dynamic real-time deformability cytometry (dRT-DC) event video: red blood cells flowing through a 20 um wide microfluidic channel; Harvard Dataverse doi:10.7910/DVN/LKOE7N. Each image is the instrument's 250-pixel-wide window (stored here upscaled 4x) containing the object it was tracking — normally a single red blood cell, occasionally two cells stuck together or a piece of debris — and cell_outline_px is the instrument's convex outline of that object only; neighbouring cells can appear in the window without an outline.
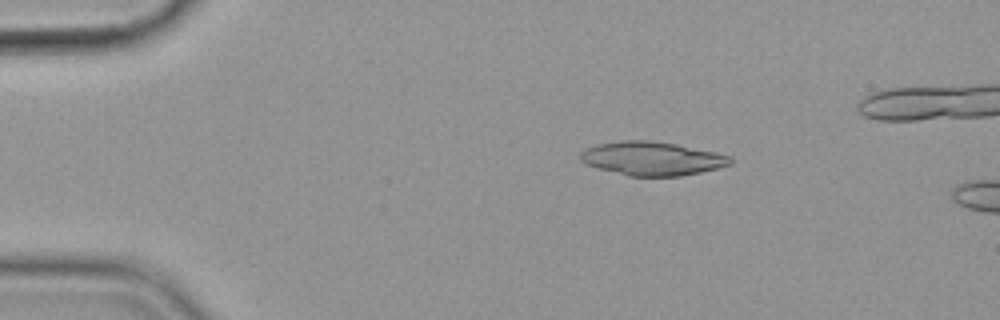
{"species": "common noctule bat (a hibernating species)", "species_latin": "Nyctalus noctula", "temperature_condition": "cold", "stored_images_in_passage": 5, "camera_frame_rate_fps": 3000, "um_per_image_px": 0.085, "animal": {"sex": "female", "body_mass_g": 19.9}, "frame": {"image": 1, "passage_image": 1, "time_ms": 0.0, "image_size_px": [1000, 320], "cell_outline_px": [[732, 164], [700, 172], [680, 176], [628, 176], [596, 168], [584, 164], [580, 160], [580, 152], [588, 148], [600, 144], [620, 140], [652, 140], [676, 144], [716, 152], [732, 156]], "centroid_in_image_um": [55.41, 13.47], "position_along_channel_um": 29.6, "area_um2": 29.54}}